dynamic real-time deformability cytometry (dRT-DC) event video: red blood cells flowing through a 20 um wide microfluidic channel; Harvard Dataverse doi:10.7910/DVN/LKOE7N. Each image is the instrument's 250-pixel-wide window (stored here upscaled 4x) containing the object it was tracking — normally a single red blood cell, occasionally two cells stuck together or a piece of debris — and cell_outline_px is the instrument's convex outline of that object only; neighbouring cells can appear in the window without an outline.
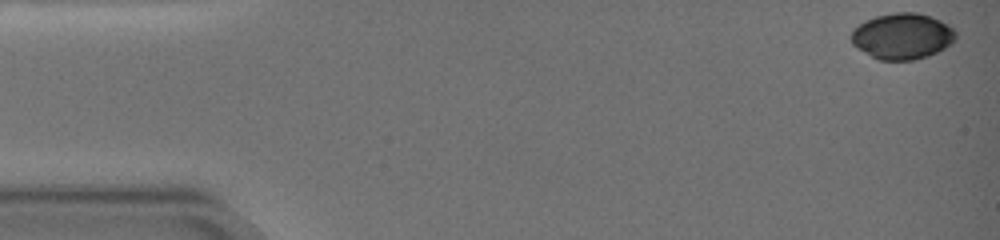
{"species": "common noctule bat (a hibernating species)", "species_latin": "Nyctalus noctula", "temperature_condition": "warm", "stored_images_in_passage": 38, "camera_frame_rate_fps": 3000, "um_per_image_px": 0.085, "animal": {"sex": "female", "body_mass_g": 19.0, "forearm_length_mm": 51.5}, "frame": {"image": 1, "passage_image": 1, "time_ms": 0.0, "image_size_px": [1000, 240], "cell_outline_px": [[956, 40], [952, 44], [928, 56], [912, 60], [880, 60], [856, 48], [852, 44], [852, 32], [864, 20], [876, 16], [896, 12], [916, 12], [940, 20], [948, 24], [956, 32]], "centroid_in_image_um": [76.71, 3.08], "position_along_channel_um": 8.3, "area_um2": 27.92}}
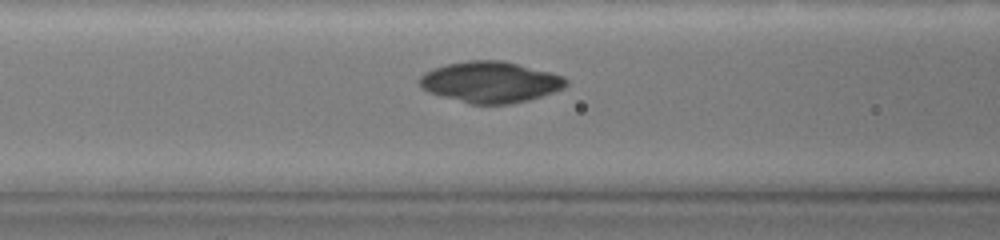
{"frame": {"image": 2, "passage_image": 17, "time_ms": 7.333, "image_size_px": [1000, 240], "cell_outline_px": [[568, 84], [564, 88], [528, 100], [512, 104], [472, 104], [440, 96], [428, 92], [420, 88], [416, 80], [424, 72], [432, 68], [448, 64], [468, 60], [504, 60], [564, 76], [568, 80]], "centroid_in_image_um": [41.64, 6.97], "position_along_channel_um": 125.0, "area_um2": 35.32}}
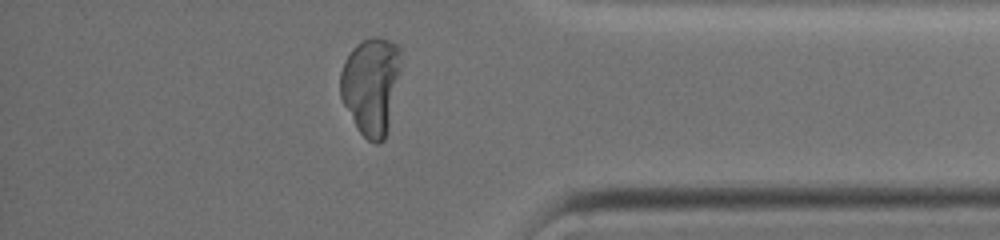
{"frame": {"image": 3, "passage_image": 37, "time_ms": 15.667, "image_size_px": [1000, 240], "cell_outline_px": [[400, 72], [388, 132], [384, 140], [380, 144], [376, 144], [368, 140], [356, 128], [340, 96], [340, 72], [344, 60], [352, 48], [356, 44], [372, 36], [376, 36], [388, 40], [396, 44], [400, 48]], "centroid_in_image_um": [31.54, 7.29], "position_along_channel_um": 403.7, "area_um2": 34.74}}